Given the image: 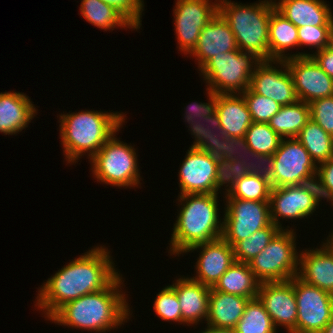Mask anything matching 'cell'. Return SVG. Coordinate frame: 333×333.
I'll use <instances>...</instances> for the list:
<instances>
[{"label": "cell", "instance_id": "48", "mask_svg": "<svg viewBox=\"0 0 333 333\" xmlns=\"http://www.w3.org/2000/svg\"><path fill=\"white\" fill-rule=\"evenodd\" d=\"M204 329L199 333H236L234 329L215 328L212 326H206Z\"/></svg>", "mask_w": 333, "mask_h": 333}, {"label": "cell", "instance_id": "20", "mask_svg": "<svg viewBox=\"0 0 333 333\" xmlns=\"http://www.w3.org/2000/svg\"><path fill=\"white\" fill-rule=\"evenodd\" d=\"M322 243L319 248L299 251L297 277L333 295V250Z\"/></svg>", "mask_w": 333, "mask_h": 333}, {"label": "cell", "instance_id": "46", "mask_svg": "<svg viewBox=\"0 0 333 333\" xmlns=\"http://www.w3.org/2000/svg\"><path fill=\"white\" fill-rule=\"evenodd\" d=\"M311 56L318 63L321 69L333 79V52L325 48L311 54Z\"/></svg>", "mask_w": 333, "mask_h": 333}, {"label": "cell", "instance_id": "29", "mask_svg": "<svg viewBox=\"0 0 333 333\" xmlns=\"http://www.w3.org/2000/svg\"><path fill=\"white\" fill-rule=\"evenodd\" d=\"M311 119L310 106L301 100L281 106L268 122V125L282 138H296L301 129Z\"/></svg>", "mask_w": 333, "mask_h": 333}, {"label": "cell", "instance_id": "9", "mask_svg": "<svg viewBox=\"0 0 333 333\" xmlns=\"http://www.w3.org/2000/svg\"><path fill=\"white\" fill-rule=\"evenodd\" d=\"M225 201L222 238L232 247L272 223L270 201L237 198Z\"/></svg>", "mask_w": 333, "mask_h": 333}, {"label": "cell", "instance_id": "21", "mask_svg": "<svg viewBox=\"0 0 333 333\" xmlns=\"http://www.w3.org/2000/svg\"><path fill=\"white\" fill-rule=\"evenodd\" d=\"M169 286L178 297L182 324L193 326L198 325L199 322L207 321L211 287L203 285L188 276H180Z\"/></svg>", "mask_w": 333, "mask_h": 333}, {"label": "cell", "instance_id": "4", "mask_svg": "<svg viewBox=\"0 0 333 333\" xmlns=\"http://www.w3.org/2000/svg\"><path fill=\"white\" fill-rule=\"evenodd\" d=\"M218 194L178 195L181 207L174 223L168 254L183 256L191 247L222 237Z\"/></svg>", "mask_w": 333, "mask_h": 333}, {"label": "cell", "instance_id": "17", "mask_svg": "<svg viewBox=\"0 0 333 333\" xmlns=\"http://www.w3.org/2000/svg\"><path fill=\"white\" fill-rule=\"evenodd\" d=\"M196 250L199 252L196 266L194 265L196 274L190 278L209 287H213L235 262L233 247L222 237L195 245L185 254Z\"/></svg>", "mask_w": 333, "mask_h": 333}, {"label": "cell", "instance_id": "39", "mask_svg": "<svg viewBox=\"0 0 333 333\" xmlns=\"http://www.w3.org/2000/svg\"><path fill=\"white\" fill-rule=\"evenodd\" d=\"M332 26H302L298 27V48L309 47L315 52L327 48L328 35Z\"/></svg>", "mask_w": 333, "mask_h": 333}, {"label": "cell", "instance_id": "18", "mask_svg": "<svg viewBox=\"0 0 333 333\" xmlns=\"http://www.w3.org/2000/svg\"><path fill=\"white\" fill-rule=\"evenodd\" d=\"M317 206L312 196L297 185L274 187L270 195L271 221L281 229H292L290 226L283 227L279 219L300 220L310 218L316 211Z\"/></svg>", "mask_w": 333, "mask_h": 333}, {"label": "cell", "instance_id": "38", "mask_svg": "<svg viewBox=\"0 0 333 333\" xmlns=\"http://www.w3.org/2000/svg\"><path fill=\"white\" fill-rule=\"evenodd\" d=\"M153 303L154 312L162 321L178 322L182 325L181 308L176 292L168 285L156 294Z\"/></svg>", "mask_w": 333, "mask_h": 333}, {"label": "cell", "instance_id": "10", "mask_svg": "<svg viewBox=\"0 0 333 333\" xmlns=\"http://www.w3.org/2000/svg\"><path fill=\"white\" fill-rule=\"evenodd\" d=\"M297 302L296 333H321L333 316V295L293 277Z\"/></svg>", "mask_w": 333, "mask_h": 333}, {"label": "cell", "instance_id": "16", "mask_svg": "<svg viewBox=\"0 0 333 333\" xmlns=\"http://www.w3.org/2000/svg\"><path fill=\"white\" fill-rule=\"evenodd\" d=\"M257 298L270 315L276 329L282 326L287 333H296L298 312L293 277L287 281L260 283Z\"/></svg>", "mask_w": 333, "mask_h": 333}, {"label": "cell", "instance_id": "24", "mask_svg": "<svg viewBox=\"0 0 333 333\" xmlns=\"http://www.w3.org/2000/svg\"><path fill=\"white\" fill-rule=\"evenodd\" d=\"M217 114L228 137H244L253 122L242 94H217Z\"/></svg>", "mask_w": 333, "mask_h": 333}, {"label": "cell", "instance_id": "31", "mask_svg": "<svg viewBox=\"0 0 333 333\" xmlns=\"http://www.w3.org/2000/svg\"><path fill=\"white\" fill-rule=\"evenodd\" d=\"M316 165L333 157V137L310 119L296 136Z\"/></svg>", "mask_w": 333, "mask_h": 333}, {"label": "cell", "instance_id": "36", "mask_svg": "<svg viewBox=\"0 0 333 333\" xmlns=\"http://www.w3.org/2000/svg\"><path fill=\"white\" fill-rule=\"evenodd\" d=\"M248 174L250 173L247 171L244 162L234 159L229 160L225 158H218L217 173L215 179L216 194H219V192L221 194L220 189L222 188L224 190V188L226 187L223 195H227L233 188L237 180Z\"/></svg>", "mask_w": 333, "mask_h": 333}, {"label": "cell", "instance_id": "41", "mask_svg": "<svg viewBox=\"0 0 333 333\" xmlns=\"http://www.w3.org/2000/svg\"><path fill=\"white\" fill-rule=\"evenodd\" d=\"M297 186L312 196L317 207L323 199L327 200V202L329 201V203L332 204L331 207L333 206V191L322 182V179L317 172L302 178Z\"/></svg>", "mask_w": 333, "mask_h": 333}, {"label": "cell", "instance_id": "8", "mask_svg": "<svg viewBox=\"0 0 333 333\" xmlns=\"http://www.w3.org/2000/svg\"><path fill=\"white\" fill-rule=\"evenodd\" d=\"M296 231L281 229L270 243L249 262L255 277L262 282L287 281L297 276L299 253Z\"/></svg>", "mask_w": 333, "mask_h": 333}, {"label": "cell", "instance_id": "45", "mask_svg": "<svg viewBox=\"0 0 333 333\" xmlns=\"http://www.w3.org/2000/svg\"><path fill=\"white\" fill-rule=\"evenodd\" d=\"M250 149L247 145L245 137H225L223 146V158L229 160H237L248 162Z\"/></svg>", "mask_w": 333, "mask_h": 333}, {"label": "cell", "instance_id": "19", "mask_svg": "<svg viewBox=\"0 0 333 333\" xmlns=\"http://www.w3.org/2000/svg\"><path fill=\"white\" fill-rule=\"evenodd\" d=\"M238 49L236 38L228 23L217 13L201 30L197 45L190 53L200 70L214 56Z\"/></svg>", "mask_w": 333, "mask_h": 333}, {"label": "cell", "instance_id": "26", "mask_svg": "<svg viewBox=\"0 0 333 333\" xmlns=\"http://www.w3.org/2000/svg\"><path fill=\"white\" fill-rule=\"evenodd\" d=\"M295 47H298V28L274 7L269 20V60L311 56L310 52L305 51L285 54Z\"/></svg>", "mask_w": 333, "mask_h": 333}, {"label": "cell", "instance_id": "7", "mask_svg": "<svg viewBox=\"0 0 333 333\" xmlns=\"http://www.w3.org/2000/svg\"><path fill=\"white\" fill-rule=\"evenodd\" d=\"M261 62L254 54L239 49L214 56L199 71L216 94H242L250 86L251 76Z\"/></svg>", "mask_w": 333, "mask_h": 333}, {"label": "cell", "instance_id": "35", "mask_svg": "<svg viewBox=\"0 0 333 333\" xmlns=\"http://www.w3.org/2000/svg\"><path fill=\"white\" fill-rule=\"evenodd\" d=\"M249 149L258 154L273 155L279 148L282 138L268 123L252 122L245 133Z\"/></svg>", "mask_w": 333, "mask_h": 333}, {"label": "cell", "instance_id": "2", "mask_svg": "<svg viewBox=\"0 0 333 333\" xmlns=\"http://www.w3.org/2000/svg\"><path fill=\"white\" fill-rule=\"evenodd\" d=\"M123 286L124 280L119 274L105 289L66 303L49 320L55 325L91 333L118 329L132 315Z\"/></svg>", "mask_w": 333, "mask_h": 333}, {"label": "cell", "instance_id": "1", "mask_svg": "<svg viewBox=\"0 0 333 333\" xmlns=\"http://www.w3.org/2000/svg\"><path fill=\"white\" fill-rule=\"evenodd\" d=\"M110 252L104 245H95L70 260L38 288L34 307L49 321L66 303L105 289L121 274Z\"/></svg>", "mask_w": 333, "mask_h": 333}, {"label": "cell", "instance_id": "32", "mask_svg": "<svg viewBox=\"0 0 333 333\" xmlns=\"http://www.w3.org/2000/svg\"><path fill=\"white\" fill-rule=\"evenodd\" d=\"M236 333H277L270 315L258 298L248 301L244 314L234 328Z\"/></svg>", "mask_w": 333, "mask_h": 333}, {"label": "cell", "instance_id": "40", "mask_svg": "<svg viewBox=\"0 0 333 333\" xmlns=\"http://www.w3.org/2000/svg\"><path fill=\"white\" fill-rule=\"evenodd\" d=\"M310 117L333 137V95L309 103Z\"/></svg>", "mask_w": 333, "mask_h": 333}, {"label": "cell", "instance_id": "27", "mask_svg": "<svg viewBox=\"0 0 333 333\" xmlns=\"http://www.w3.org/2000/svg\"><path fill=\"white\" fill-rule=\"evenodd\" d=\"M260 281L249 263L235 261L212 287L214 290L245 298H257Z\"/></svg>", "mask_w": 333, "mask_h": 333}, {"label": "cell", "instance_id": "14", "mask_svg": "<svg viewBox=\"0 0 333 333\" xmlns=\"http://www.w3.org/2000/svg\"><path fill=\"white\" fill-rule=\"evenodd\" d=\"M285 61L298 100L309 104L333 95V79L321 69L312 56H295Z\"/></svg>", "mask_w": 333, "mask_h": 333}, {"label": "cell", "instance_id": "23", "mask_svg": "<svg viewBox=\"0 0 333 333\" xmlns=\"http://www.w3.org/2000/svg\"><path fill=\"white\" fill-rule=\"evenodd\" d=\"M274 0L275 8L297 28L333 26V13L324 0Z\"/></svg>", "mask_w": 333, "mask_h": 333}, {"label": "cell", "instance_id": "33", "mask_svg": "<svg viewBox=\"0 0 333 333\" xmlns=\"http://www.w3.org/2000/svg\"><path fill=\"white\" fill-rule=\"evenodd\" d=\"M280 230L281 228L271 223L246 239L239 241L233 247L235 261L244 263L252 261L256 255L266 248Z\"/></svg>", "mask_w": 333, "mask_h": 333}, {"label": "cell", "instance_id": "30", "mask_svg": "<svg viewBox=\"0 0 333 333\" xmlns=\"http://www.w3.org/2000/svg\"><path fill=\"white\" fill-rule=\"evenodd\" d=\"M80 14L90 24L104 31L115 28L135 30V27L114 7L101 0H81Z\"/></svg>", "mask_w": 333, "mask_h": 333}, {"label": "cell", "instance_id": "50", "mask_svg": "<svg viewBox=\"0 0 333 333\" xmlns=\"http://www.w3.org/2000/svg\"><path fill=\"white\" fill-rule=\"evenodd\" d=\"M321 333H333V316Z\"/></svg>", "mask_w": 333, "mask_h": 333}, {"label": "cell", "instance_id": "22", "mask_svg": "<svg viewBox=\"0 0 333 333\" xmlns=\"http://www.w3.org/2000/svg\"><path fill=\"white\" fill-rule=\"evenodd\" d=\"M35 104L26 93L1 92L0 93V133L4 135L19 134L28 127L31 120L37 115Z\"/></svg>", "mask_w": 333, "mask_h": 333}, {"label": "cell", "instance_id": "12", "mask_svg": "<svg viewBox=\"0 0 333 333\" xmlns=\"http://www.w3.org/2000/svg\"><path fill=\"white\" fill-rule=\"evenodd\" d=\"M273 156L272 188L297 185L302 178L317 172V165L296 138L282 139Z\"/></svg>", "mask_w": 333, "mask_h": 333}, {"label": "cell", "instance_id": "49", "mask_svg": "<svg viewBox=\"0 0 333 333\" xmlns=\"http://www.w3.org/2000/svg\"><path fill=\"white\" fill-rule=\"evenodd\" d=\"M327 49L331 52H333V26L330 29L329 35H328V45Z\"/></svg>", "mask_w": 333, "mask_h": 333}, {"label": "cell", "instance_id": "5", "mask_svg": "<svg viewBox=\"0 0 333 333\" xmlns=\"http://www.w3.org/2000/svg\"><path fill=\"white\" fill-rule=\"evenodd\" d=\"M274 7V0L250 4L219 0L218 13L234 33L239 50L269 61V20Z\"/></svg>", "mask_w": 333, "mask_h": 333}, {"label": "cell", "instance_id": "47", "mask_svg": "<svg viewBox=\"0 0 333 333\" xmlns=\"http://www.w3.org/2000/svg\"><path fill=\"white\" fill-rule=\"evenodd\" d=\"M317 173L322 182L333 191V157L317 165Z\"/></svg>", "mask_w": 333, "mask_h": 333}, {"label": "cell", "instance_id": "6", "mask_svg": "<svg viewBox=\"0 0 333 333\" xmlns=\"http://www.w3.org/2000/svg\"><path fill=\"white\" fill-rule=\"evenodd\" d=\"M112 135L89 160L92 176L99 183L113 187H138L142 180L136 149ZM101 181V182H100Z\"/></svg>", "mask_w": 333, "mask_h": 333}, {"label": "cell", "instance_id": "51", "mask_svg": "<svg viewBox=\"0 0 333 333\" xmlns=\"http://www.w3.org/2000/svg\"><path fill=\"white\" fill-rule=\"evenodd\" d=\"M325 242L329 245V247L333 250V230L332 233L330 232L328 237L326 238Z\"/></svg>", "mask_w": 333, "mask_h": 333}, {"label": "cell", "instance_id": "11", "mask_svg": "<svg viewBox=\"0 0 333 333\" xmlns=\"http://www.w3.org/2000/svg\"><path fill=\"white\" fill-rule=\"evenodd\" d=\"M173 9L178 51L189 55L197 45L201 30L218 13L219 0H177Z\"/></svg>", "mask_w": 333, "mask_h": 333}, {"label": "cell", "instance_id": "44", "mask_svg": "<svg viewBox=\"0 0 333 333\" xmlns=\"http://www.w3.org/2000/svg\"><path fill=\"white\" fill-rule=\"evenodd\" d=\"M273 160V155L258 154L250 149L248 162H245V166L250 174L259 175L271 182L274 167Z\"/></svg>", "mask_w": 333, "mask_h": 333}, {"label": "cell", "instance_id": "15", "mask_svg": "<svg viewBox=\"0 0 333 333\" xmlns=\"http://www.w3.org/2000/svg\"><path fill=\"white\" fill-rule=\"evenodd\" d=\"M217 161L210 153L189 147L178 170V195L216 194Z\"/></svg>", "mask_w": 333, "mask_h": 333}, {"label": "cell", "instance_id": "3", "mask_svg": "<svg viewBox=\"0 0 333 333\" xmlns=\"http://www.w3.org/2000/svg\"><path fill=\"white\" fill-rule=\"evenodd\" d=\"M70 112L57 115L63 154L70 165L76 164L84 155L90 160L127 120L126 114L118 111L85 109Z\"/></svg>", "mask_w": 333, "mask_h": 333}, {"label": "cell", "instance_id": "43", "mask_svg": "<svg viewBox=\"0 0 333 333\" xmlns=\"http://www.w3.org/2000/svg\"><path fill=\"white\" fill-rule=\"evenodd\" d=\"M207 91V99L206 102H191L188 106H186L184 112V120L187 123L197 122L202 119H205L206 116L213 115L217 112V94L212 92L209 88L206 87Z\"/></svg>", "mask_w": 333, "mask_h": 333}, {"label": "cell", "instance_id": "37", "mask_svg": "<svg viewBox=\"0 0 333 333\" xmlns=\"http://www.w3.org/2000/svg\"><path fill=\"white\" fill-rule=\"evenodd\" d=\"M242 95L247 103L253 122L268 123L281 108L279 103L253 92L250 88L243 92Z\"/></svg>", "mask_w": 333, "mask_h": 333}, {"label": "cell", "instance_id": "25", "mask_svg": "<svg viewBox=\"0 0 333 333\" xmlns=\"http://www.w3.org/2000/svg\"><path fill=\"white\" fill-rule=\"evenodd\" d=\"M250 299L210 289L207 326L234 329Z\"/></svg>", "mask_w": 333, "mask_h": 333}, {"label": "cell", "instance_id": "34", "mask_svg": "<svg viewBox=\"0 0 333 333\" xmlns=\"http://www.w3.org/2000/svg\"><path fill=\"white\" fill-rule=\"evenodd\" d=\"M272 186L259 175L248 174L234 184L224 198H237L252 201H270Z\"/></svg>", "mask_w": 333, "mask_h": 333}, {"label": "cell", "instance_id": "42", "mask_svg": "<svg viewBox=\"0 0 333 333\" xmlns=\"http://www.w3.org/2000/svg\"><path fill=\"white\" fill-rule=\"evenodd\" d=\"M119 11L137 30L142 26L143 0H101Z\"/></svg>", "mask_w": 333, "mask_h": 333}, {"label": "cell", "instance_id": "28", "mask_svg": "<svg viewBox=\"0 0 333 333\" xmlns=\"http://www.w3.org/2000/svg\"><path fill=\"white\" fill-rule=\"evenodd\" d=\"M194 142L190 148L210 153L215 158H223L226 135L220 130L221 122L217 112L197 122L188 123Z\"/></svg>", "mask_w": 333, "mask_h": 333}, {"label": "cell", "instance_id": "13", "mask_svg": "<svg viewBox=\"0 0 333 333\" xmlns=\"http://www.w3.org/2000/svg\"><path fill=\"white\" fill-rule=\"evenodd\" d=\"M249 88L281 106L298 101L285 60L261 61L251 76Z\"/></svg>", "mask_w": 333, "mask_h": 333}]
</instances>
